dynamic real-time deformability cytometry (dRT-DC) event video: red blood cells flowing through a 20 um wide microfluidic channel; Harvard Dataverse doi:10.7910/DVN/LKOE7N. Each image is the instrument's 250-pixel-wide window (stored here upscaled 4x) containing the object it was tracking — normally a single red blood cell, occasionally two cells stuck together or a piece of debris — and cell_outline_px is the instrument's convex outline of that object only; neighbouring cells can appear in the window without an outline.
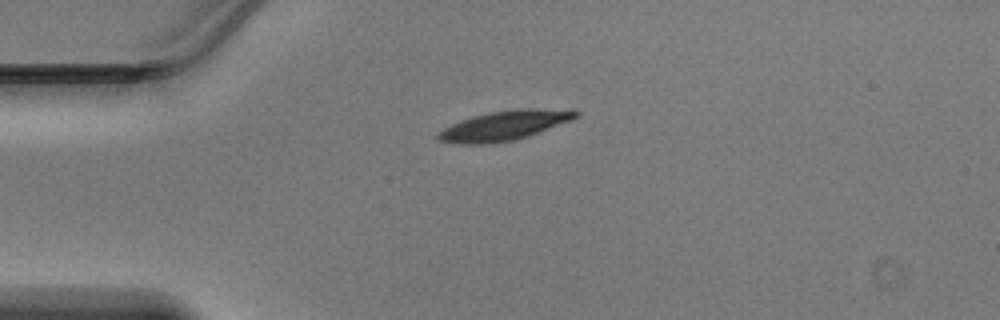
{"species": "Egyptian fruit bat (a non-hibernating species)", "species_latin": "Rousettus aegyptiacus", "temperature_condition": "warm", "stored_images_in_passage": 37, "camera_frame_rate_fps": 3000, "um_per_image_px": 0.085, "animal": {"sex": "male"}, "frame": {"image": 1, "passage_image": 1, "time_ms": 0.0, "image_size_px": [1000, 320], "cell_outline_px": [[580, 116], [572, 120], [528, 136], [512, 140], [488, 144], [460, 144], [436, 140], [436, 132], [460, 120], [472, 116], [488, 112], [516, 108], [576, 108], [580, 112]], "centroid_in_image_um": [42.93, 10.64], "position_along_channel_um": 42.1, "area_um2": 24.33}}
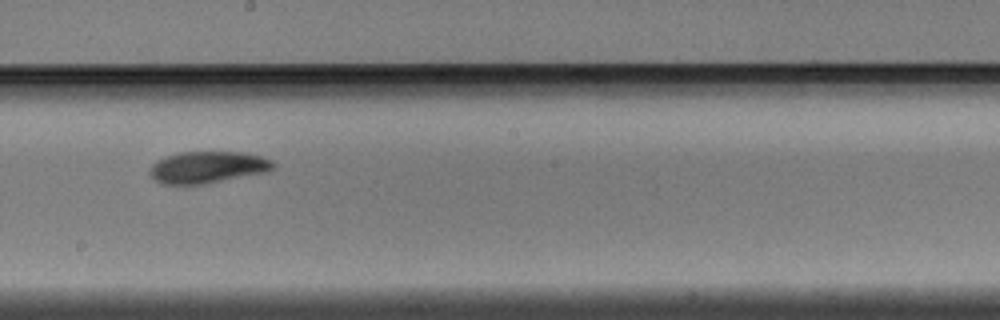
{"frame": {"image": 2, "passage_image": 16, "time_ms": 5.0, "image_size_px": [1000, 320], "cell_outline_px": [[276, 164], [268, 172], [208, 184], [160, 184], [148, 172], [152, 164], [156, 160], [180, 152], [244, 152], [260, 156], [272, 160]], "centroid_in_image_um": [17.67, 14.22], "position_along_channel_um": 230.5, "area_um2": 23.06}}
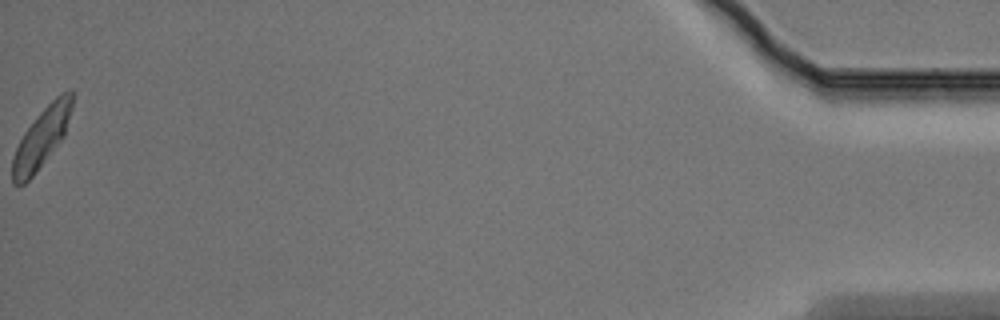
{"frame": {"image": 3, "passage_image": 37, "time_ms": 12.0, "image_size_px": [1000, 320], "cell_outline_px": [[76, 92], [72, 108], [64, 136], [32, 176], [24, 184], [12, 184], [12, 156], [24, 132], [36, 116], [60, 92], [68, 88], [72, 88]], "centroid_in_image_um": [3.57, 11.62], "position_along_channel_um": 431.6, "area_um2": 20.75}}